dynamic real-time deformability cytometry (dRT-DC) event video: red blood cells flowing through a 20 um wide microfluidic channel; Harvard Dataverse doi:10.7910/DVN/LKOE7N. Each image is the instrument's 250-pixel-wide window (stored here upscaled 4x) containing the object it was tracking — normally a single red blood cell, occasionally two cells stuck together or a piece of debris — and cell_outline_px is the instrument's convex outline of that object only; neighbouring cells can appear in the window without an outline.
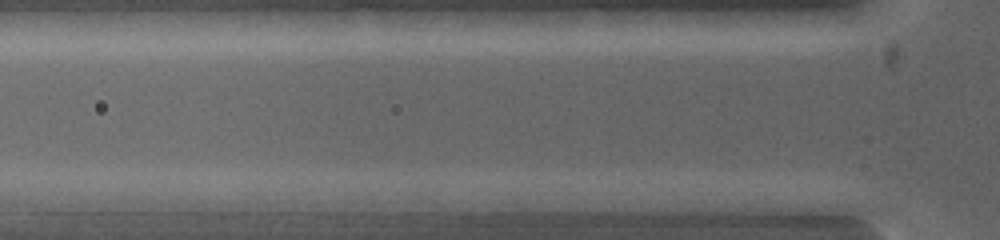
{"species": "common noctule bat (a hibernating species)", "species_latin": "Nyctalus noctula", "temperature_condition": "warm", "stored_images_in_passage": 4, "camera_frame_rate_fps": 5000, "um_per_image_px": 0.085, "animal": {"sex": "female", "body_mass_g": 19.0, "forearm_length_mm": 53.3}, "frame": {"image": 1, "passage_image": 4, "time_ms": 1.0, "image_size_px": [1000, 240], "cell_outline_px": [[592, 200], [576, 212], [496, 212], [492, 200], [544, 192], [572, 192]], "centroid_in_image_um": [46.08, 17.24], "position_along_channel_um": 79.7, "area_um2": 11.5}}